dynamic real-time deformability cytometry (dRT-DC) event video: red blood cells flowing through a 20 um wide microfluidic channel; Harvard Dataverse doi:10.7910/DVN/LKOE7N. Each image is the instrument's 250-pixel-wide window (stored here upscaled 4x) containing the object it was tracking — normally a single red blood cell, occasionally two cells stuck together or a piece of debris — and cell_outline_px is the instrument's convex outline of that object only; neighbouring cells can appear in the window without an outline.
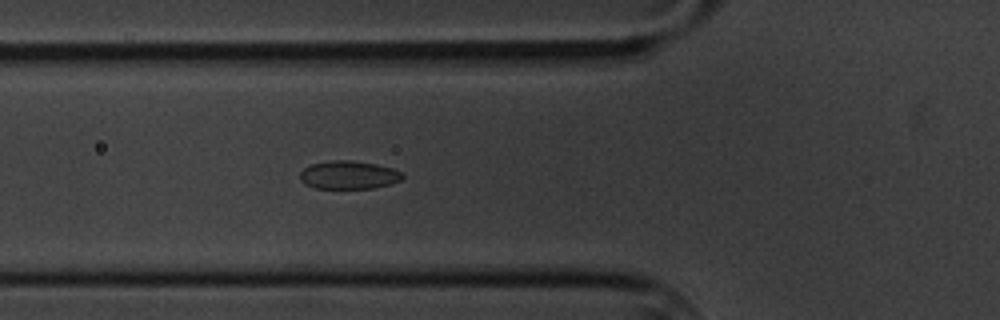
{"species": "common noctule bat (a hibernating species)", "species_latin": "Nyctalus noctula", "temperature_condition": "cold", "stored_images_in_passage": 5, "camera_frame_rate_fps": 3000, "um_per_image_px": 0.085, "animal": {"sex": "male", "body_mass_g": 20.1, "forearm_length_mm": 53.5}, "frame": {"image": 1, "passage_image": 5, "time_ms": 5.333, "image_size_px": [1000, 320], "cell_outline_px": [[404, 176], [400, 180], [388, 184], [372, 188], [316, 188], [304, 184], [300, 180], [300, 172], [304, 168], [312, 164], [332, 160], [352, 160], [376, 164], [392, 168], [400, 172]], "centroid_in_image_um": [29.6, 14.86], "position_along_channel_um": 96.2, "area_um2": 16.7}}